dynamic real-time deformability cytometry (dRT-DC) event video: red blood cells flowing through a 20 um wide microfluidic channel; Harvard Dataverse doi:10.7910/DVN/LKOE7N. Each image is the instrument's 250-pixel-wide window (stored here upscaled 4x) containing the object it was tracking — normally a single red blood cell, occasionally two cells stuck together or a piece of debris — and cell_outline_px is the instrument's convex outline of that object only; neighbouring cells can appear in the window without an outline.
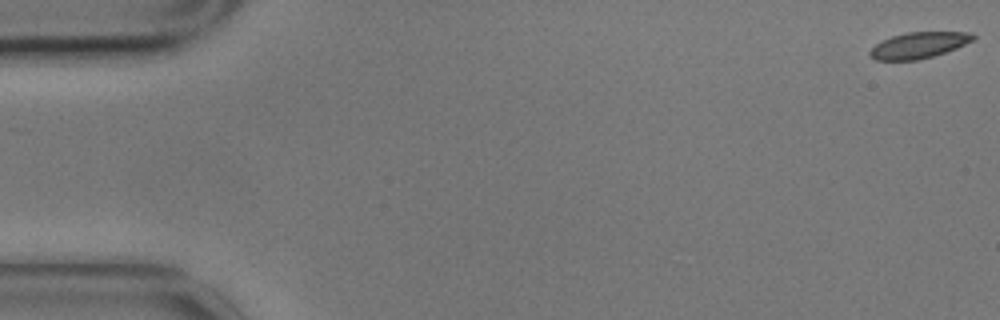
{"species": "common noctule bat (a hibernating species)", "species_latin": "Nyctalus noctula", "temperature_condition": "cold", "stored_images_in_passage": 5, "camera_frame_rate_fps": 3000, "um_per_image_px": 0.085, "animal": {"sex": "male", "body_mass_g": 17.9}, "frame": {"image": 1, "passage_image": 1, "time_ms": 0.0, "image_size_px": [1000, 320], "cell_outline_px": [[976, 36], [972, 40], [956, 48], [932, 56], [916, 60], [876, 60], [868, 56], [868, 52], [876, 44], [892, 36], [908, 32], [972, 32]], "centroid_in_image_um": [78.07, 3.84], "position_along_channel_um": 6.9, "area_um2": 15.49}}